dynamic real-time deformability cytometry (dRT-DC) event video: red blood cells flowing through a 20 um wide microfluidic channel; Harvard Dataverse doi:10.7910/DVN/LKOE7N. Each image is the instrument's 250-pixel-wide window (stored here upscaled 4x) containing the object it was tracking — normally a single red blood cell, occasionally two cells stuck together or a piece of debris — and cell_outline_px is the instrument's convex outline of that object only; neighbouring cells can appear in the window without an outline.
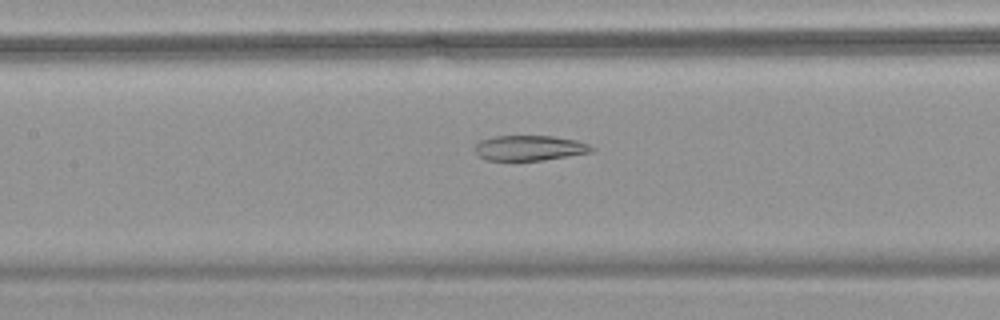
{"species": "common noctule bat (a hibernating species)", "species_latin": "Nyctalus noctula", "temperature_condition": "warm", "stored_images_in_passage": 47, "camera_frame_rate_fps": 3000, "um_per_image_px": 0.085, "animal": {"sex": "female", "body_mass_g": 18.4}, "frame": {"image": 1, "passage_image": 18, "time_ms": 5.667, "image_size_px": [1000, 320], "cell_outline_px": [[596, 148], [592, 152], [544, 160], [484, 160], [472, 148], [480, 140], [496, 136], [552, 136], [576, 140], [588, 144]], "centroid_in_image_um": [45.0, 12.58], "position_along_channel_um": 162.4, "area_um2": 17.17}}
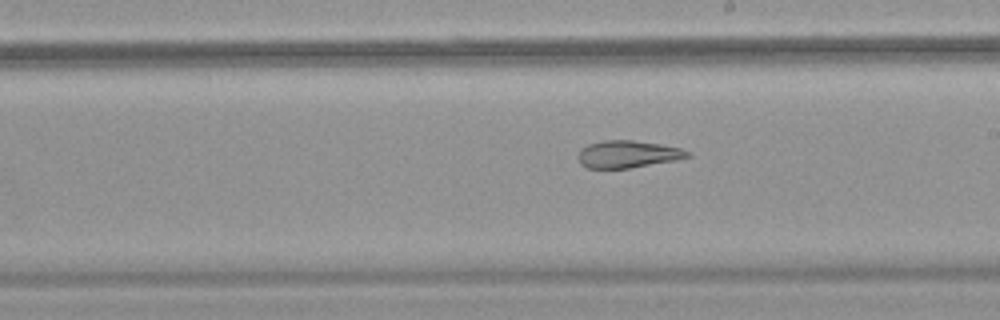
{"frame": {"image": 2, "passage_image": 24, "time_ms": 7.667, "image_size_px": [1000, 320], "cell_outline_px": [[692, 156], [672, 160], [628, 168], [584, 168], [580, 164], [576, 156], [580, 148], [588, 144], [604, 140], [632, 140], [660, 144], [680, 148], [692, 152]], "centroid_in_image_um": [53.29, 13.1], "position_along_channel_um": 235.7, "area_um2": 17.4}}
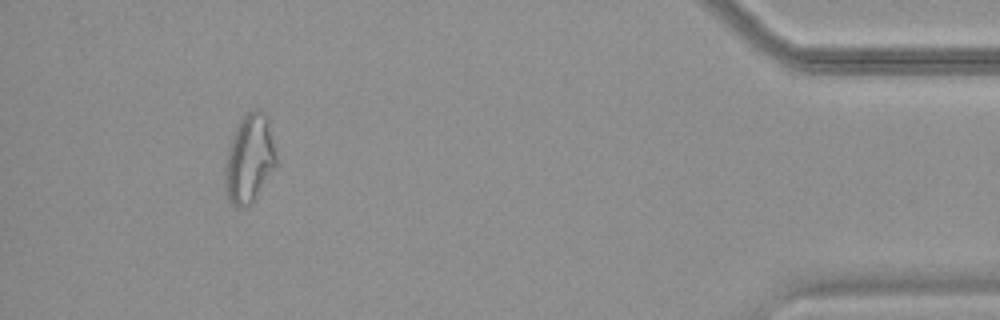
{"frame": {"image": 3, "passage_image": 43, "time_ms": 14.0, "image_size_px": [1000, 320], "cell_outline_px": [[276, 164], [252, 204], [240, 208], [232, 204], [228, 200], [224, 192], [224, 168], [228, 148], [236, 124], [244, 112], [252, 108], [260, 108], [264, 112], [268, 120], [276, 156]], "centroid_in_image_um": [21.15, 13.46], "position_along_channel_um": 414.0, "area_um2": 26.82}, "authors_computed_cell_mechanics": {"area_um2": 22.7732, "velocity_mm_per_s": 3.6771, "shape_relaxation_time_tau1_ms": null, "shape_relaxation_time_tau2_ms": 3.4753, "deformation_change_tau1": null, "deformation_change_tau2": 0.1281}}